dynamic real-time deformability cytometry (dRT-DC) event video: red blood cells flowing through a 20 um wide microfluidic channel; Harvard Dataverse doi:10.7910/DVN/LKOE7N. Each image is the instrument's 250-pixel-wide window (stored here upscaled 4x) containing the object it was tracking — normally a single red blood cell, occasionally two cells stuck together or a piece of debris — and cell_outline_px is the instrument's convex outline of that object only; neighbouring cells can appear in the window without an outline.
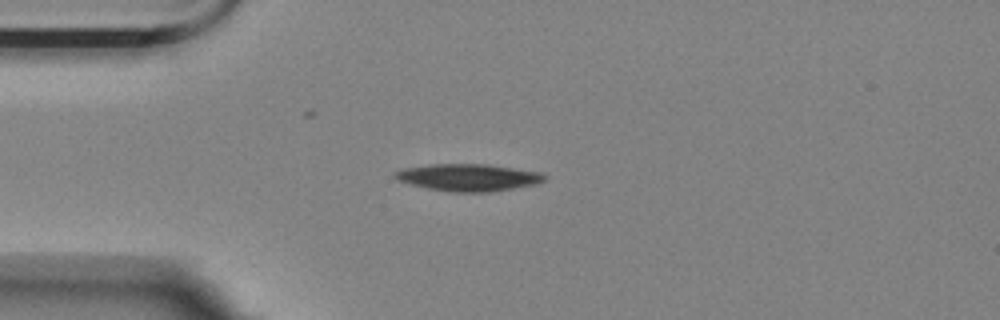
{"species": "Egyptian fruit bat (a non-hibernating species)", "species_latin": "Rousettus aegyptiacus", "temperature_condition": "room temperature", "stored_images_in_passage": 2, "camera_frame_rate_fps": 3000, "um_per_image_px": 0.085, "animal": {"sex": "female"}, "frame": {"image": 1, "passage_image": 1, "time_ms": 0.0, "image_size_px": [1000, 320], "cell_outline_px": [[548, 176], [544, 180], [536, 184], [488, 192], [448, 192], [408, 184], [392, 176], [396, 172], [404, 168], [428, 164], [488, 164], [540, 172]], "centroid_in_image_um": [39.8, 15.08], "position_along_channel_um": 45.2, "area_um2": 23.58}}
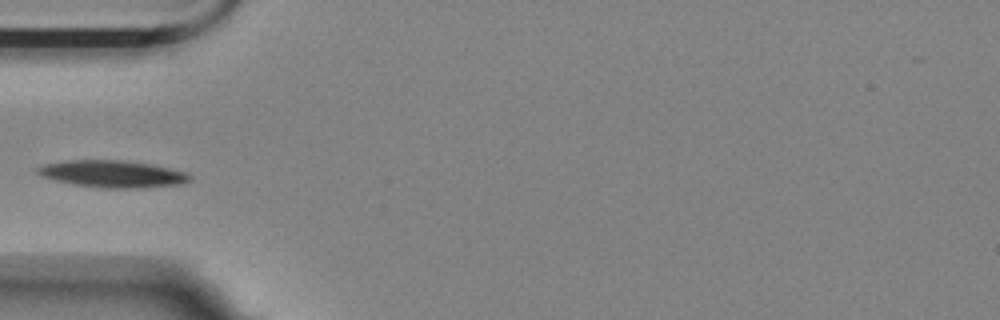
{"frame": {"image": 2, "passage_image": 2, "time_ms": 0.333, "image_size_px": [1000, 320], "cell_outline_px": [[192, 180], [180, 184], [144, 188], [100, 188], [72, 184], [56, 180], [44, 176], [36, 172], [36, 168], [44, 164], [64, 160], [124, 160], [152, 164], [188, 172], [192, 176]], "centroid_in_image_um": [9.61, 14.78], "position_along_channel_um": 75.4, "area_um2": 24.22}}